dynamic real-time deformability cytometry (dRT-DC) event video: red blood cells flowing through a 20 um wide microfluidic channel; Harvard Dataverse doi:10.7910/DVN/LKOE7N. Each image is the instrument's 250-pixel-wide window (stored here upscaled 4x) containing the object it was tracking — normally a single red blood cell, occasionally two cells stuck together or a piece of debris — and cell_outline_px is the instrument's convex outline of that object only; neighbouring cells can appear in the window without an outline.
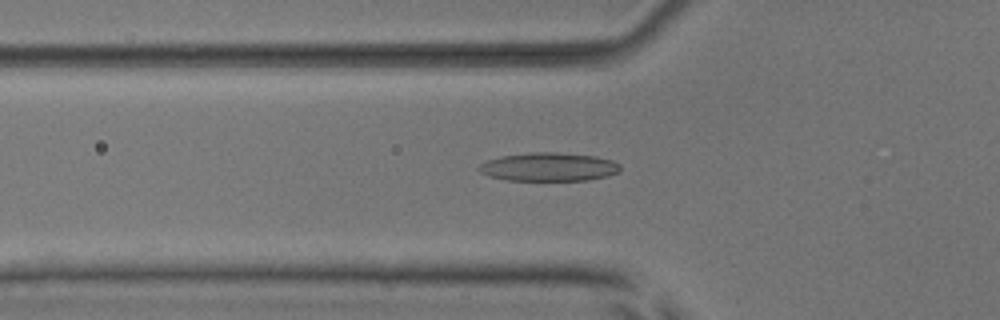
{"species": "common noctule bat (a hibernating species)", "species_latin": "Nyctalus noctula", "temperature_condition": "room temperature", "stored_images_in_passage": 40, "camera_frame_rate_fps": 3000, "um_per_image_px": 0.085, "animal": {"sex": "male", "body_mass_g": 17.9, "forearm_length_mm": 54.2}, "frame": {"image": 1, "passage_image": 6, "time_ms": 1.667, "image_size_px": [1000, 320], "cell_outline_px": [[620, 172], [608, 176], [588, 180], [508, 180], [488, 176], [480, 172], [476, 168], [480, 164], [488, 160], [500, 156], [532, 152], [556, 152], [596, 156], [612, 160], [620, 164]], "centroid_in_image_um": [46.65, 14.18], "position_along_channel_um": 79.1, "area_um2": 23.58}}
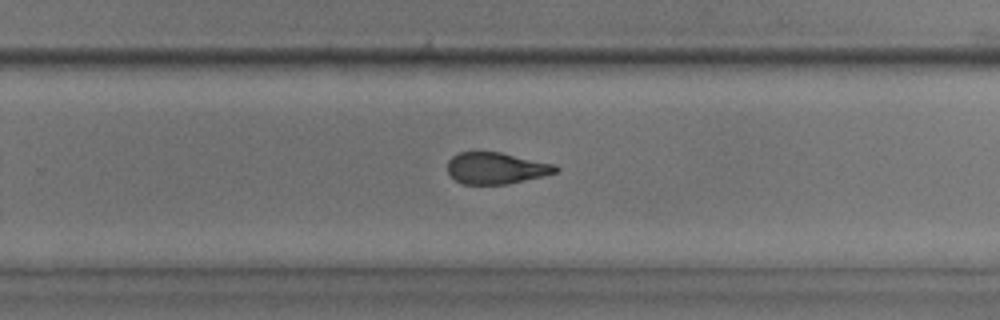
{"frame": {"image": 2, "passage_image": 22, "time_ms": 7.0, "image_size_px": [1000, 320], "cell_outline_px": [[560, 168], [556, 172], [508, 184], [464, 184], [456, 180], [448, 172], [448, 160], [452, 156], [460, 152], [500, 152], [556, 164]], "centroid_in_image_um": [42.17, 14.28], "position_along_channel_um": 287.6, "area_um2": 19.71}}
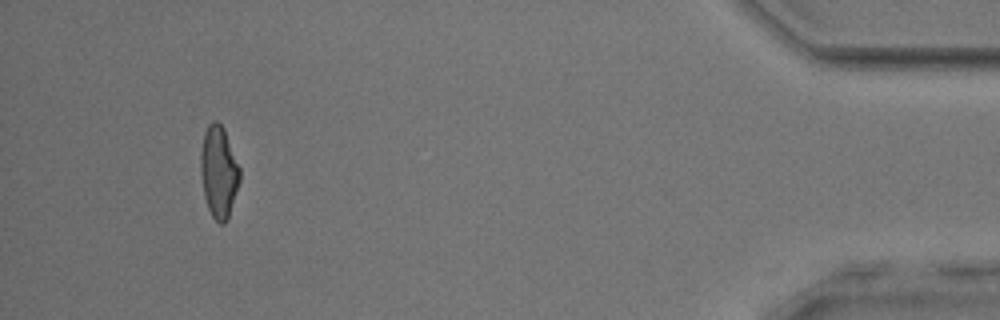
{"frame": {"image": 3, "passage_image": 37, "time_ms": 12.0, "image_size_px": [1000, 320], "cell_outline_px": [[240, 180], [228, 220], [224, 224], [220, 224], [212, 216], [208, 208], [204, 196], [200, 172], [200, 152], [204, 132], [208, 124], [212, 120], [216, 120], [224, 128], [240, 168]], "centroid_in_image_um": [18.59, 14.61], "position_along_channel_um": 416.6, "area_um2": 21.15}, "authors_computed_cell_mechanics": {"area_um2": 21.2704, "velocity_mm_per_s": 3.9149, "shape_relaxation_time_tau1_ms": 7.0858, "shape_relaxation_time_tau2_ms": 1.6576, "deformation_change_tau1": 0.2162, "deformation_change_tau2": 0.0947}}